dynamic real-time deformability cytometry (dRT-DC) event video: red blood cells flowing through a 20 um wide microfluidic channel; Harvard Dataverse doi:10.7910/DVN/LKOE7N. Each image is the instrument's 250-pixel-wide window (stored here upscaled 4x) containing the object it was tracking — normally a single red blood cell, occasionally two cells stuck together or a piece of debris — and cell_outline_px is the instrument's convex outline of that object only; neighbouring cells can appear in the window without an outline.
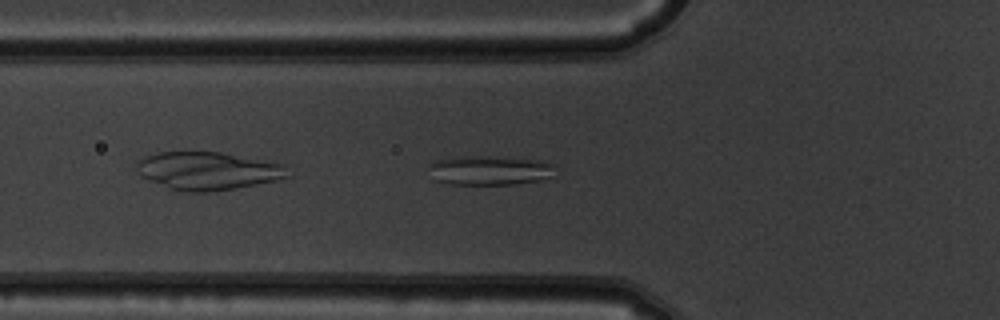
{"species": "common noctule bat (a hibernating species)", "species_latin": "Nyctalus noctula", "temperature_condition": "warm", "stored_images_in_passage": 37, "camera_frame_rate_fps": 3000, "um_per_image_px": 0.085, "animal": {"sex": "male", "body_mass_g": 19.5, "forearm_length_mm": 54.6}, "frame": {"image": 1, "passage_image": 3, "time_ms": 0.667, "image_size_px": [1000, 320], "cell_outline_px": [[552, 164], [548, 176], [540, 180], [512, 184], [452, 184], [436, 180], [428, 164], [436, 160], [452, 156], [492, 156], [544, 160]], "centroid_in_image_um": [41.55, 14.45], "position_along_channel_um": 84.2, "area_um2": 21.33}}
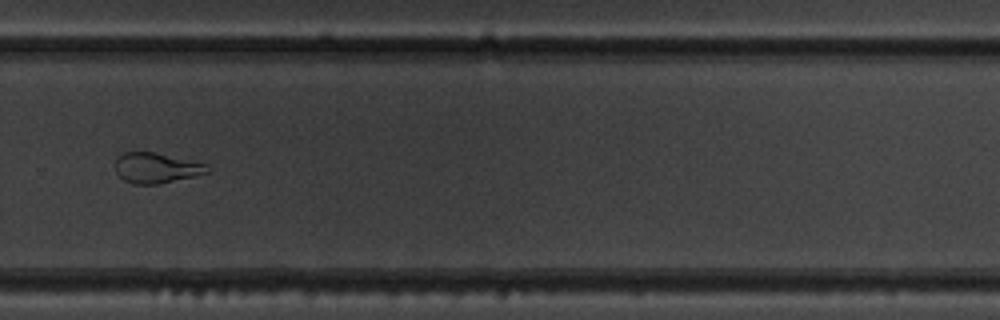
{"frame": {"image": 2, "passage_image": 21, "time_ms": 6.667, "image_size_px": [1000, 320], "cell_outline_px": [[208, 172], [160, 184], [132, 184], [124, 180], [116, 172], [116, 156], [124, 152], [152, 152], [208, 164]], "centroid_in_image_um": [13.24, 14.27], "position_along_channel_um": 316.6, "area_um2": 16.07}}
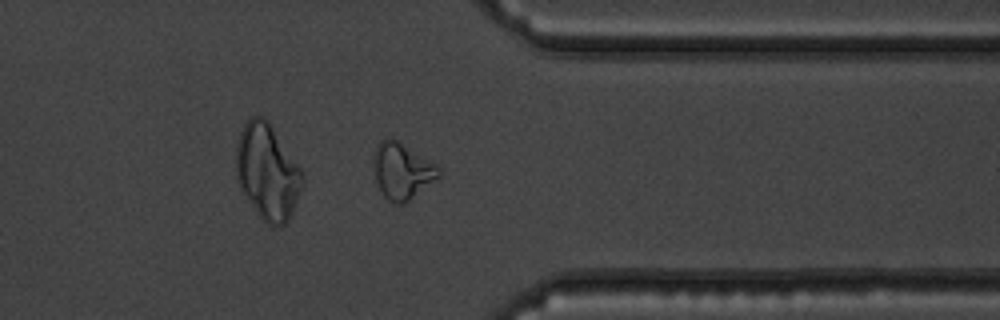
{"frame": {"image": 3, "passage_image": 26, "time_ms": 8.333, "image_size_px": [1000, 320], "cell_outline_px": [[440, 176], [404, 204], [396, 204], [388, 200], [384, 196], [376, 180], [372, 160], [372, 156], [376, 144], [384, 136], [388, 136], [396, 140], [436, 164], [440, 168]], "centroid_in_image_um": [34.13, 14.5], "position_along_channel_um": 377.3, "area_um2": 21.33}, "authors_computed_cell_mechanics": {"area_um2": 18.9006, "velocity_mm_per_s": 3.8731, "shape_relaxation_time_tau1_ms": null, "shape_relaxation_time_tau2_ms": 1.9429, "deformation_change_tau1": null, "deformation_change_tau2": 0.0903}}